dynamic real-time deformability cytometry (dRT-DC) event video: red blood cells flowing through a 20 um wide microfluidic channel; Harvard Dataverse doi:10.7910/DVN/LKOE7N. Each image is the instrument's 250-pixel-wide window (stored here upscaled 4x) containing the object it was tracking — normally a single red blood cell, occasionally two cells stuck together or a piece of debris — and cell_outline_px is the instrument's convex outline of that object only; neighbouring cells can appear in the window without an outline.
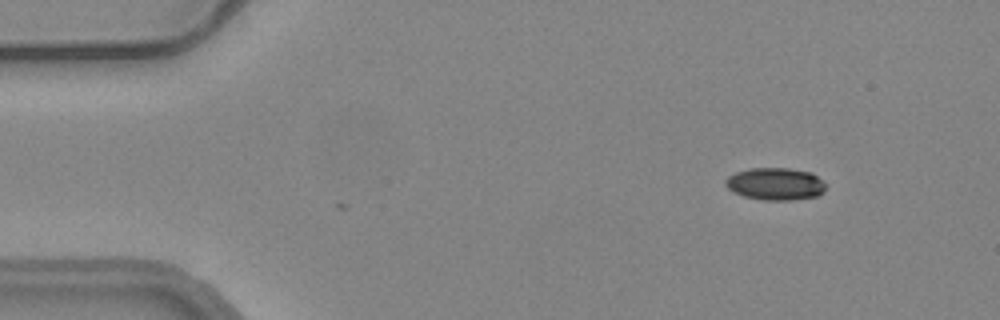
{"species": "common noctule bat (a hibernating species)", "species_latin": "Nyctalus noctula", "temperature_condition": "warm", "stored_images_in_passage": 2, "camera_frame_rate_fps": 3000, "um_per_image_px": 0.085, "animal": {"sex": "female", "body_mass_g": 24.6, "forearm_length_mm": 56.2}, "frame": {"image": 1, "passage_image": 2, "time_ms": 0.333, "image_size_px": [1000, 320], "cell_outline_px": [[824, 192], [816, 196], [792, 200], [764, 200], [744, 196], [732, 192], [724, 184], [724, 180], [728, 176], [736, 172], [752, 168], [788, 168], [812, 172], [824, 184]], "centroid_in_image_um": [65.87, 15.63], "position_along_channel_um": 19.1, "area_um2": 18.84}}